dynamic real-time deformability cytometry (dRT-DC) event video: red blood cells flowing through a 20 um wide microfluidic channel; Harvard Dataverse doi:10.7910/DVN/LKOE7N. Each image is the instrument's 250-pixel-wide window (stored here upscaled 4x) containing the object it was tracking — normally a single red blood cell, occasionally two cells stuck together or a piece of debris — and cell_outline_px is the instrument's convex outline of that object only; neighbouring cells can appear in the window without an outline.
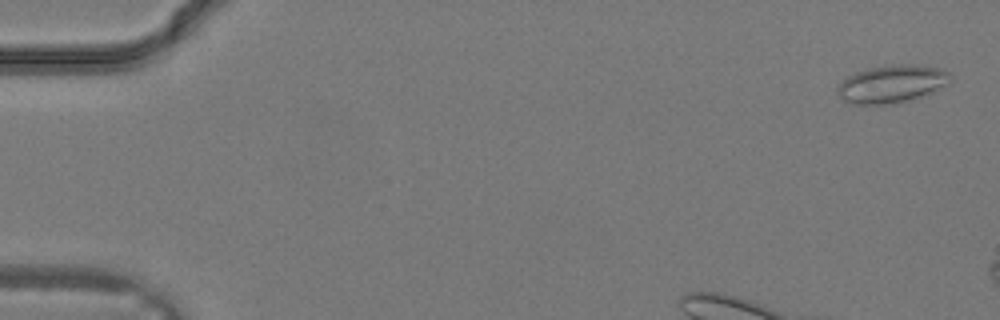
{"species": "common noctule bat (a hibernating species)", "species_latin": "Nyctalus noctula", "temperature_condition": "warm", "stored_images_in_passage": 6, "camera_frame_rate_fps": 3000, "um_per_image_px": 0.085, "animal": {"sex": "male", "body_mass_g": 19.2, "forearm_length_mm": 51.8}, "frame": {"image": 1, "passage_image": 1, "time_ms": 0.0, "image_size_px": [1000, 320], "cell_outline_px": [[952, 76], [948, 84], [932, 92], [896, 104], [852, 104], [844, 100], [836, 92], [836, 88], [848, 76], [856, 72], [868, 68], [900, 64], [912, 64], [940, 68], [948, 72]], "centroid_in_image_um": [75.81, 7.14], "position_along_channel_um": 9.2, "area_um2": 24.68}}